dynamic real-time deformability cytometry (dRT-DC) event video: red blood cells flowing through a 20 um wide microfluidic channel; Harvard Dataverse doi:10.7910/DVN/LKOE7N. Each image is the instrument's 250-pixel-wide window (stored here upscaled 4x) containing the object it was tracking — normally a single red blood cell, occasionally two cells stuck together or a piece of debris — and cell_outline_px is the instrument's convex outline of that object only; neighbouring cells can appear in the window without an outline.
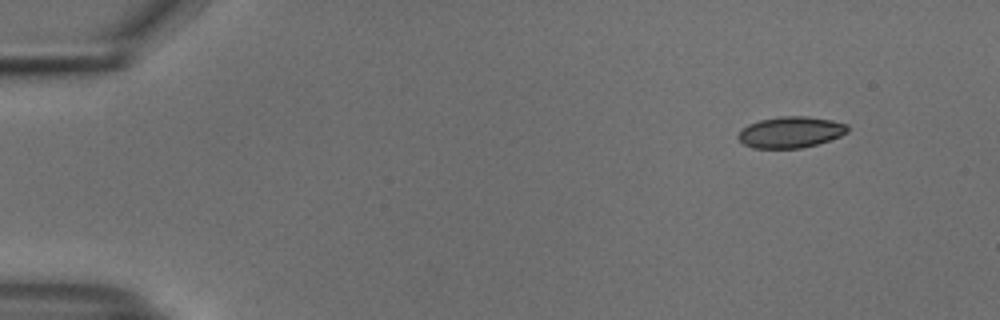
{"species": "common noctule bat (a hibernating species)", "species_latin": "Nyctalus noctula", "temperature_condition": "cold", "stored_images_in_passage": 19, "camera_frame_rate_fps": 3000, "um_per_image_px": 0.085, "animal": {"sex": "male", "body_mass_g": 18.8}, "frame": {"image": 1, "passage_image": 1, "time_ms": 0.0, "image_size_px": [1000, 320], "cell_outline_px": [[848, 132], [840, 136], [816, 144], [800, 148], [752, 148], [744, 144], [736, 136], [748, 124], [760, 120], [780, 116], [808, 116], [832, 120], [848, 124]], "centroid_in_image_um": [67.21, 11.23], "position_along_channel_um": 17.8, "area_um2": 19.83}}
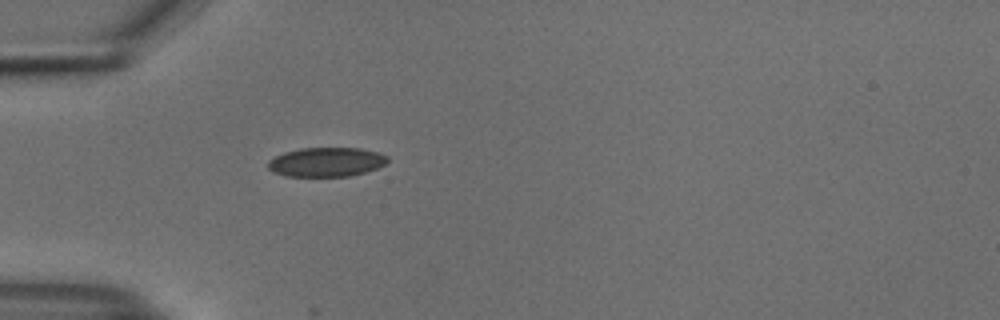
{"frame": {"image": 2, "passage_image": 12, "time_ms": 3.667, "image_size_px": [1000, 320], "cell_outline_px": [[388, 160], [384, 164], [376, 168], [364, 172], [348, 176], [284, 176], [272, 172], [268, 168], [268, 160], [284, 152], [300, 148], [360, 148], [376, 152], [388, 156]], "centroid_in_image_um": [27.7, 13.77], "position_along_channel_um": 57.3, "area_um2": 20.29}}
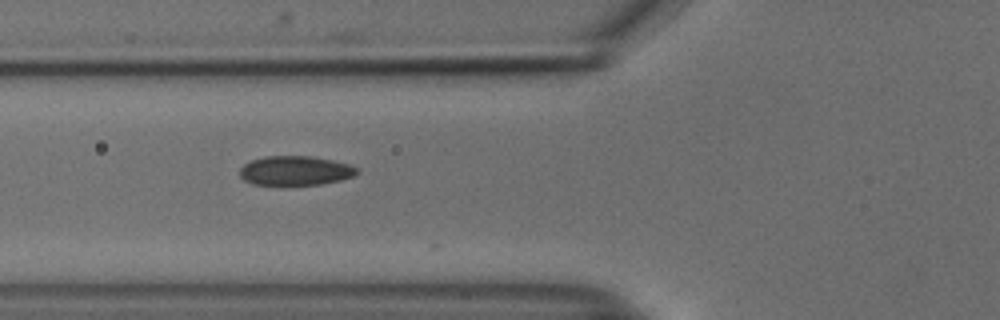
{"frame": {"image": 3, "passage_image": 16, "time_ms": 5.0, "image_size_px": [1000, 320], "cell_outline_px": [[360, 172], [356, 176], [340, 180], [320, 184], [252, 184], [244, 180], [240, 176], [240, 168], [244, 164], [252, 160], [264, 156], [312, 156], [352, 164], [360, 168]], "centroid_in_image_um": [25.17, 14.49], "position_along_channel_um": 100.6, "area_um2": 20.17}}